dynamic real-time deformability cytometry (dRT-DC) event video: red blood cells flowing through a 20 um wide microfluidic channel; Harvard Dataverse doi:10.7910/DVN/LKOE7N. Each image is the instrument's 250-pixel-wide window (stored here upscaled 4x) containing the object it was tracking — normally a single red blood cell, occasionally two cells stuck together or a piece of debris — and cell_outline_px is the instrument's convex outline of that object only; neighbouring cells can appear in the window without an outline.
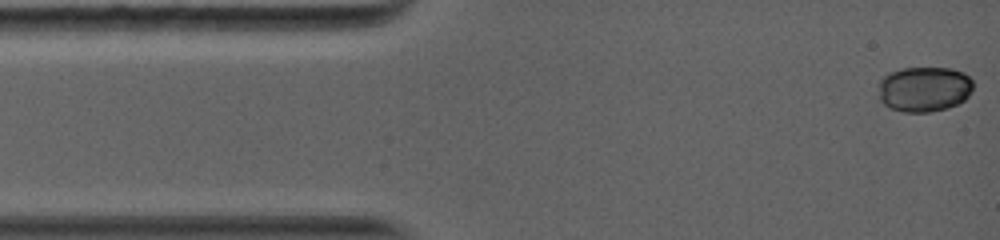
{"species": "common noctule bat (a hibernating species)", "species_latin": "Nyctalus noctula", "temperature_condition": "warm", "stored_images_in_passage": 43, "camera_frame_rate_fps": 5000, "um_per_image_px": 0.085, "animal": {"sex": "female", "body_mass_g": 19.0, "forearm_length_mm": 56.7}, "frame": {"image": 1, "passage_image": 1, "time_ms": 0.0, "image_size_px": [1000, 240], "cell_outline_px": [[972, 88], [968, 96], [964, 100], [948, 108], [928, 112], [904, 112], [892, 108], [884, 104], [880, 100], [880, 80], [888, 72], [900, 68], [948, 68], [964, 72], [972, 80]], "centroid_in_image_um": [78.55, 7.56], "position_along_channel_um": 6.4, "area_um2": 24.91}}
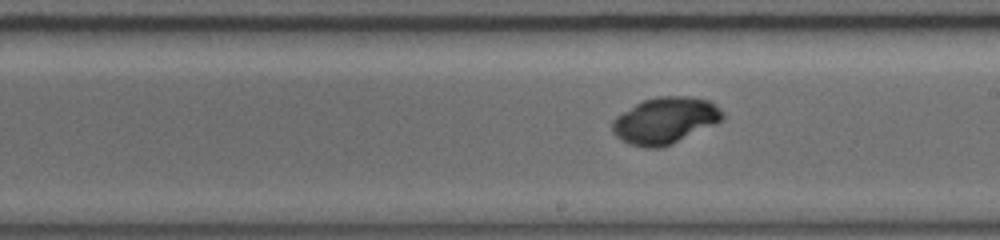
{"frame": {"image": 2, "passage_image": 24, "time_ms": 7.4, "image_size_px": [1000, 240], "cell_outline_px": [[724, 120], [716, 124], [660, 148], [648, 148], [628, 144], [620, 140], [612, 132], [612, 120], [616, 116], [636, 104], [644, 100], [656, 96], [688, 96], [708, 100], [720, 108], [724, 112]], "centroid_in_image_um": [56.53, 10.24], "position_along_channel_um": 232.5, "area_um2": 29.82}}
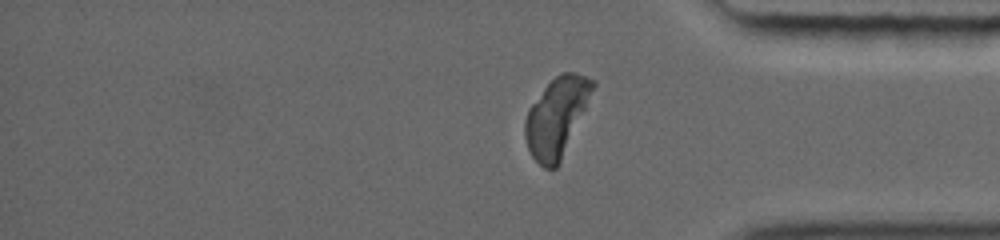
{"frame": {"image": 3, "passage_image": 42, "time_ms": 11.4, "image_size_px": [1000, 240], "cell_outline_px": [[596, 84], [560, 160], [556, 168], [544, 168], [532, 156], [528, 148], [524, 136], [524, 120], [528, 108], [544, 88], [560, 72], [572, 72], [596, 80]], "centroid_in_image_um": [47.28, 9.91], "position_along_channel_um": 387.9, "area_um2": 30.29}, "authors_computed_cell_mechanics": {"area_um2": 29.0734, "velocity_mm_per_s": 4.0864, "shape_relaxation_time_tau1_ms": 4.7693, "shape_relaxation_time_tau2_ms": null, "deformation_change_tau1": 0.0715, "deformation_change_tau2": null}}